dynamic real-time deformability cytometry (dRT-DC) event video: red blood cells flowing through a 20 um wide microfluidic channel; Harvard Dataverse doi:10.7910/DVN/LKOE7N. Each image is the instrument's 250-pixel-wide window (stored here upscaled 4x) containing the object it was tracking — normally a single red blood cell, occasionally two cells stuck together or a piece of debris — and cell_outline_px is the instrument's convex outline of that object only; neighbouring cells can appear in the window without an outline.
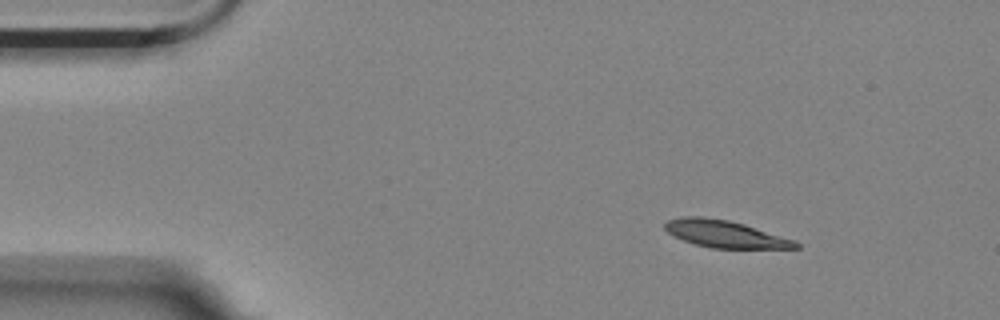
{"species": "Egyptian fruit bat (a non-hibernating species)", "species_latin": "Rousettus aegyptiacus", "temperature_condition": "room temperature", "stored_images_in_passage": 7, "camera_frame_rate_fps": 3000, "um_per_image_px": 0.085, "animal": {"sex": "female"}, "frame": {"image": 1, "passage_image": 1, "time_ms": 0.0, "image_size_px": [1000, 320], "cell_outline_px": [[800, 248], [712, 248], [696, 244], [684, 240], [668, 232], [664, 228], [664, 224], [668, 220], [680, 216], [700, 216], [728, 220], [744, 224], [796, 240], [800, 244]], "centroid_in_image_um": [61.65, 19.88], "position_along_channel_um": 23.3, "area_um2": 20.58}}
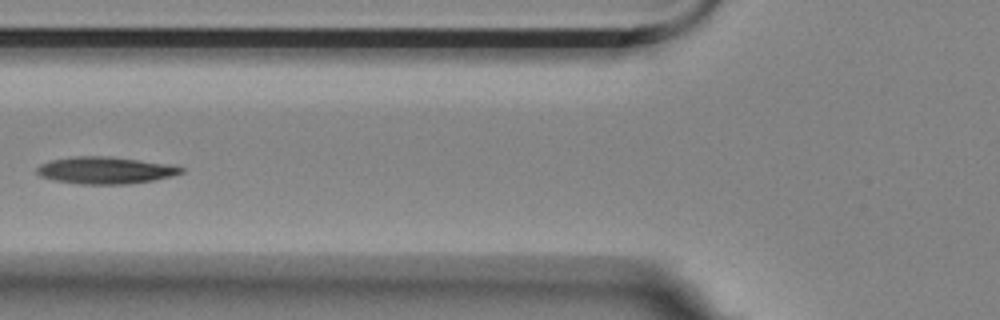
{"frame": {"image": 2, "passage_image": 5, "time_ms": 1.333, "image_size_px": [1000, 320], "cell_outline_px": [[184, 172], [172, 176], [152, 180], [128, 184], [80, 184], [56, 180], [40, 176], [36, 172], [36, 168], [40, 164], [52, 160], [72, 156], [108, 156], [164, 164], [184, 168]], "centroid_in_image_um": [8.9, 14.48], "position_along_channel_um": 116.9, "area_um2": 22.37}}
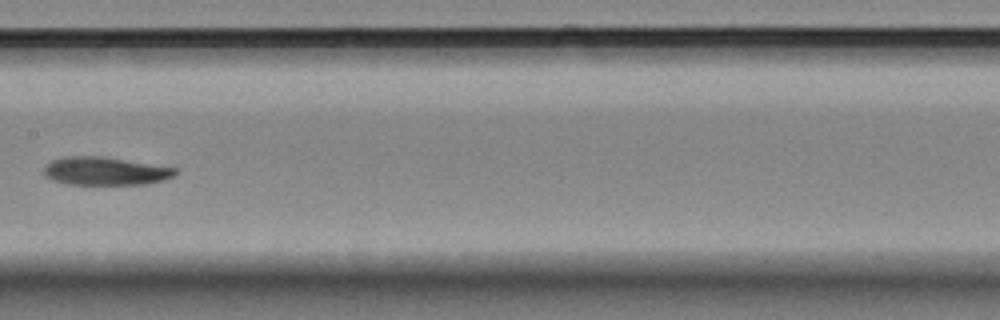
{"frame": {"image": 3, "passage_image": 7, "time_ms": 2.0, "image_size_px": [1000, 320], "cell_outline_px": [[180, 172], [164, 180], [144, 184], [68, 184], [52, 180], [44, 172], [44, 168], [52, 160], [64, 156], [100, 156], [176, 168]], "centroid_in_image_um": [8.95, 14.54], "position_along_channel_um": 198.4, "area_um2": 21.27}}